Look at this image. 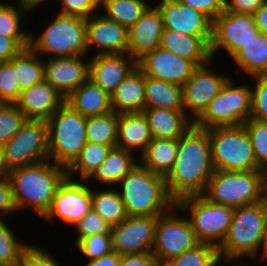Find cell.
I'll use <instances>...</instances> for the list:
<instances>
[{"mask_svg":"<svg viewBox=\"0 0 267 266\" xmlns=\"http://www.w3.org/2000/svg\"><path fill=\"white\" fill-rule=\"evenodd\" d=\"M214 171L207 130L193 125L178 139L176 159L164 177L170 197L177 203L201 196Z\"/></svg>","mask_w":267,"mask_h":266,"instance_id":"obj_1","label":"cell"},{"mask_svg":"<svg viewBox=\"0 0 267 266\" xmlns=\"http://www.w3.org/2000/svg\"><path fill=\"white\" fill-rule=\"evenodd\" d=\"M12 184L17 211L30 208L39 217L49 211L59 185L67 177L66 168L46 160L7 173Z\"/></svg>","mask_w":267,"mask_h":266,"instance_id":"obj_2","label":"cell"},{"mask_svg":"<svg viewBox=\"0 0 267 266\" xmlns=\"http://www.w3.org/2000/svg\"><path fill=\"white\" fill-rule=\"evenodd\" d=\"M117 189L128 216H161L176 206L165 178L140 163L121 179Z\"/></svg>","mask_w":267,"mask_h":266,"instance_id":"obj_3","label":"cell"},{"mask_svg":"<svg viewBox=\"0 0 267 266\" xmlns=\"http://www.w3.org/2000/svg\"><path fill=\"white\" fill-rule=\"evenodd\" d=\"M266 215L267 206L261 202L234 209L228 234L218 248L221 262L260 257Z\"/></svg>","mask_w":267,"mask_h":266,"instance_id":"obj_4","label":"cell"},{"mask_svg":"<svg viewBox=\"0 0 267 266\" xmlns=\"http://www.w3.org/2000/svg\"><path fill=\"white\" fill-rule=\"evenodd\" d=\"M46 122L48 158L67 169L86 145V117L64 103Z\"/></svg>","mask_w":267,"mask_h":266,"instance_id":"obj_5","label":"cell"},{"mask_svg":"<svg viewBox=\"0 0 267 266\" xmlns=\"http://www.w3.org/2000/svg\"><path fill=\"white\" fill-rule=\"evenodd\" d=\"M41 34H30V47L42 57L85 56L86 19L58 13Z\"/></svg>","mask_w":267,"mask_h":266,"instance_id":"obj_6","label":"cell"},{"mask_svg":"<svg viewBox=\"0 0 267 266\" xmlns=\"http://www.w3.org/2000/svg\"><path fill=\"white\" fill-rule=\"evenodd\" d=\"M212 164L219 171H251L257 167L252 142L243 125L207 130Z\"/></svg>","mask_w":267,"mask_h":266,"instance_id":"obj_7","label":"cell"},{"mask_svg":"<svg viewBox=\"0 0 267 266\" xmlns=\"http://www.w3.org/2000/svg\"><path fill=\"white\" fill-rule=\"evenodd\" d=\"M177 212L189 217L199 243L219 248L224 242L234 215V208L207 201L202 196H188L176 203Z\"/></svg>","mask_w":267,"mask_h":266,"instance_id":"obj_8","label":"cell"},{"mask_svg":"<svg viewBox=\"0 0 267 266\" xmlns=\"http://www.w3.org/2000/svg\"><path fill=\"white\" fill-rule=\"evenodd\" d=\"M251 113V85H235L233 77L223 86L205 111L194 121L202 129L243 125Z\"/></svg>","mask_w":267,"mask_h":266,"instance_id":"obj_9","label":"cell"},{"mask_svg":"<svg viewBox=\"0 0 267 266\" xmlns=\"http://www.w3.org/2000/svg\"><path fill=\"white\" fill-rule=\"evenodd\" d=\"M207 201L234 209L260 202V172L215 170L201 195Z\"/></svg>","mask_w":267,"mask_h":266,"instance_id":"obj_10","label":"cell"},{"mask_svg":"<svg viewBox=\"0 0 267 266\" xmlns=\"http://www.w3.org/2000/svg\"><path fill=\"white\" fill-rule=\"evenodd\" d=\"M2 155L7 173L49 160L47 122L26 120L21 129L2 146Z\"/></svg>","mask_w":267,"mask_h":266,"instance_id":"obj_11","label":"cell"},{"mask_svg":"<svg viewBox=\"0 0 267 266\" xmlns=\"http://www.w3.org/2000/svg\"><path fill=\"white\" fill-rule=\"evenodd\" d=\"M176 211L177 206L157 220L151 253L158 263H165L199 244L188 217L183 212L180 216L174 214Z\"/></svg>","mask_w":267,"mask_h":266,"instance_id":"obj_12","label":"cell"},{"mask_svg":"<svg viewBox=\"0 0 267 266\" xmlns=\"http://www.w3.org/2000/svg\"><path fill=\"white\" fill-rule=\"evenodd\" d=\"M258 31L254 15L224 11L212 21V60L221 50L232 58Z\"/></svg>","mask_w":267,"mask_h":266,"instance_id":"obj_13","label":"cell"},{"mask_svg":"<svg viewBox=\"0 0 267 266\" xmlns=\"http://www.w3.org/2000/svg\"><path fill=\"white\" fill-rule=\"evenodd\" d=\"M91 209L90 184L66 177L59 185L52 205L43 218L52 224L59 219L74 227Z\"/></svg>","mask_w":267,"mask_h":266,"instance_id":"obj_14","label":"cell"},{"mask_svg":"<svg viewBox=\"0 0 267 266\" xmlns=\"http://www.w3.org/2000/svg\"><path fill=\"white\" fill-rule=\"evenodd\" d=\"M212 60L197 66L192 76L182 86L183 108L186 114L195 121L217 96L231 78L225 73H214Z\"/></svg>","mask_w":267,"mask_h":266,"instance_id":"obj_15","label":"cell"},{"mask_svg":"<svg viewBox=\"0 0 267 266\" xmlns=\"http://www.w3.org/2000/svg\"><path fill=\"white\" fill-rule=\"evenodd\" d=\"M159 216H128L111 226L112 250L120 255L152 252Z\"/></svg>","mask_w":267,"mask_h":266,"instance_id":"obj_16","label":"cell"},{"mask_svg":"<svg viewBox=\"0 0 267 266\" xmlns=\"http://www.w3.org/2000/svg\"><path fill=\"white\" fill-rule=\"evenodd\" d=\"M97 14L86 19L88 53L93 47L94 51L98 48L96 55L128 54V29L108 19L104 14Z\"/></svg>","mask_w":267,"mask_h":266,"instance_id":"obj_17","label":"cell"},{"mask_svg":"<svg viewBox=\"0 0 267 266\" xmlns=\"http://www.w3.org/2000/svg\"><path fill=\"white\" fill-rule=\"evenodd\" d=\"M87 57L85 55L44 58V79L66 99L88 79L89 58Z\"/></svg>","mask_w":267,"mask_h":266,"instance_id":"obj_18","label":"cell"},{"mask_svg":"<svg viewBox=\"0 0 267 266\" xmlns=\"http://www.w3.org/2000/svg\"><path fill=\"white\" fill-rule=\"evenodd\" d=\"M137 67L146 75L167 83L183 86L192 76L196 66L186 59L160 46L137 62Z\"/></svg>","mask_w":267,"mask_h":266,"instance_id":"obj_19","label":"cell"},{"mask_svg":"<svg viewBox=\"0 0 267 266\" xmlns=\"http://www.w3.org/2000/svg\"><path fill=\"white\" fill-rule=\"evenodd\" d=\"M163 25L188 36H212V21L204 14L176 0L156 3Z\"/></svg>","mask_w":267,"mask_h":266,"instance_id":"obj_20","label":"cell"},{"mask_svg":"<svg viewBox=\"0 0 267 266\" xmlns=\"http://www.w3.org/2000/svg\"><path fill=\"white\" fill-rule=\"evenodd\" d=\"M89 55V75L97 86L110 96L118 85L137 67L129 54Z\"/></svg>","mask_w":267,"mask_h":266,"instance_id":"obj_21","label":"cell"},{"mask_svg":"<svg viewBox=\"0 0 267 266\" xmlns=\"http://www.w3.org/2000/svg\"><path fill=\"white\" fill-rule=\"evenodd\" d=\"M151 5L128 29V54L138 62L160 46L164 25L160 11Z\"/></svg>","mask_w":267,"mask_h":266,"instance_id":"obj_22","label":"cell"},{"mask_svg":"<svg viewBox=\"0 0 267 266\" xmlns=\"http://www.w3.org/2000/svg\"><path fill=\"white\" fill-rule=\"evenodd\" d=\"M65 103L63 96L45 79L20 92L14 103L27 120H45Z\"/></svg>","mask_w":267,"mask_h":266,"instance_id":"obj_23","label":"cell"},{"mask_svg":"<svg viewBox=\"0 0 267 266\" xmlns=\"http://www.w3.org/2000/svg\"><path fill=\"white\" fill-rule=\"evenodd\" d=\"M211 38L212 36H188L164 28L160 47L178 57L191 61L197 67L212 60L210 53Z\"/></svg>","mask_w":267,"mask_h":266,"instance_id":"obj_24","label":"cell"},{"mask_svg":"<svg viewBox=\"0 0 267 266\" xmlns=\"http://www.w3.org/2000/svg\"><path fill=\"white\" fill-rule=\"evenodd\" d=\"M152 139L150 127L143 112L119 114L117 147L133 154L137 151L140 157Z\"/></svg>","mask_w":267,"mask_h":266,"instance_id":"obj_25","label":"cell"},{"mask_svg":"<svg viewBox=\"0 0 267 266\" xmlns=\"http://www.w3.org/2000/svg\"><path fill=\"white\" fill-rule=\"evenodd\" d=\"M143 113L153 138L179 139L194 125L184 110L144 108Z\"/></svg>","mask_w":267,"mask_h":266,"instance_id":"obj_26","label":"cell"},{"mask_svg":"<svg viewBox=\"0 0 267 266\" xmlns=\"http://www.w3.org/2000/svg\"><path fill=\"white\" fill-rule=\"evenodd\" d=\"M111 106L117 114L144 111L145 74L138 67L112 93Z\"/></svg>","mask_w":267,"mask_h":266,"instance_id":"obj_27","label":"cell"},{"mask_svg":"<svg viewBox=\"0 0 267 266\" xmlns=\"http://www.w3.org/2000/svg\"><path fill=\"white\" fill-rule=\"evenodd\" d=\"M65 103L86 118L113 111L111 96L89 78L65 99Z\"/></svg>","mask_w":267,"mask_h":266,"instance_id":"obj_28","label":"cell"},{"mask_svg":"<svg viewBox=\"0 0 267 266\" xmlns=\"http://www.w3.org/2000/svg\"><path fill=\"white\" fill-rule=\"evenodd\" d=\"M135 156L138 155L117 146L111 148L106 159L86 181L93 179L96 184L101 183L105 188L117 186L121 179L139 163V157Z\"/></svg>","mask_w":267,"mask_h":266,"instance_id":"obj_29","label":"cell"},{"mask_svg":"<svg viewBox=\"0 0 267 266\" xmlns=\"http://www.w3.org/2000/svg\"><path fill=\"white\" fill-rule=\"evenodd\" d=\"M231 59L238 66L237 71L248 77L267 74V34L255 33Z\"/></svg>","mask_w":267,"mask_h":266,"instance_id":"obj_30","label":"cell"},{"mask_svg":"<svg viewBox=\"0 0 267 266\" xmlns=\"http://www.w3.org/2000/svg\"><path fill=\"white\" fill-rule=\"evenodd\" d=\"M178 139L153 138L139 163L154 174L165 177L176 159Z\"/></svg>","mask_w":267,"mask_h":266,"instance_id":"obj_31","label":"cell"},{"mask_svg":"<svg viewBox=\"0 0 267 266\" xmlns=\"http://www.w3.org/2000/svg\"><path fill=\"white\" fill-rule=\"evenodd\" d=\"M145 108L184 110L182 87L145 75Z\"/></svg>","mask_w":267,"mask_h":266,"instance_id":"obj_32","label":"cell"},{"mask_svg":"<svg viewBox=\"0 0 267 266\" xmlns=\"http://www.w3.org/2000/svg\"><path fill=\"white\" fill-rule=\"evenodd\" d=\"M91 186L92 209L111 226L117 225L128 217L118 189L107 187L94 190ZM106 189V190H104ZM114 189V190H113Z\"/></svg>","mask_w":267,"mask_h":266,"instance_id":"obj_33","label":"cell"},{"mask_svg":"<svg viewBox=\"0 0 267 266\" xmlns=\"http://www.w3.org/2000/svg\"><path fill=\"white\" fill-rule=\"evenodd\" d=\"M113 147L116 146H104L97 143L86 142V145L83 147L78 157L66 169L67 177L74 180L86 181L106 159L109 151ZM74 175H76V177Z\"/></svg>","mask_w":267,"mask_h":266,"instance_id":"obj_34","label":"cell"},{"mask_svg":"<svg viewBox=\"0 0 267 266\" xmlns=\"http://www.w3.org/2000/svg\"><path fill=\"white\" fill-rule=\"evenodd\" d=\"M43 59L30 46L14 56V70L21 91L44 80Z\"/></svg>","mask_w":267,"mask_h":266,"instance_id":"obj_35","label":"cell"},{"mask_svg":"<svg viewBox=\"0 0 267 266\" xmlns=\"http://www.w3.org/2000/svg\"><path fill=\"white\" fill-rule=\"evenodd\" d=\"M147 0H102L104 15L129 29L151 5Z\"/></svg>","mask_w":267,"mask_h":266,"instance_id":"obj_36","label":"cell"},{"mask_svg":"<svg viewBox=\"0 0 267 266\" xmlns=\"http://www.w3.org/2000/svg\"><path fill=\"white\" fill-rule=\"evenodd\" d=\"M119 114L110 111L103 115L86 118L87 142L104 146H117Z\"/></svg>","mask_w":267,"mask_h":266,"instance_id":"obj_37","label":"cell"},{"mask_svg":"<svg viewBox=\"0 0 267 266\" xmlns=\"http://www.w3.org/2000/svg\"><path fill=\"white\" fill-rule=\"evenodd\" d=\"M165 263L168 266H220L221 260L216 246L199 243Z\"/></svg>","mask_w":267,"mask_h":266,"instance_id":"obj_38","label":"cell"},{"mask_svg":"<svg viewBox=\"0 0 267 266\" xmlns=\"http://www.w3.org/2000/svg\"><path fill=\"white\" fill-rule=\"evenodd\" d=\"M30 243L17 240L7 220L0 218V266L19 265L23 250Z\"/></svg>","mask_w":267,"mask_h":266,"instance_id":"obj_39","label":"cell"},{"mask_svg":"<svg viewBox=\"0 0 267 266\" xmlns=\"http://www.w3.org/2000/svg\"><path fill=\"white\" fill-rule=\"evenodd\" d=\"M16 4L17 6H14L12 3L4 1L0 5V35L6 37H30V32L24 31L23 28L20 29L22 16L26 14L28 16L30 11L20 1L16 0Z\"/></svg>","mask_w":267,"mask_h":266,"instance_id":"obj_40","label":"cell"},{"mask_svg":"<svg viewBox=\"0 0 267 266\" xmlns=\"http://www.w3.org/2000/svg\"><path fill=\"white\" fill-rule=\"evenodd\" d=\"M26 117L15 104L0 103V146L7 143L26 122Z\"/></svg>","mask_w":267,"mask_h":266,"instance_id":"obj_41","label":"cell"},{"mask_svg":"<svg viewBox=\"0 0 267 266\" xmlns=\"http://www.w3.org/2000/svg\"><path fill=\"white\" fill-rule=\"evenodd\" d=\"M243 126L251 139L257 167H267V122L249 118Z\"/></svg>","mask_w":267,"mask_h":266,"instance_id":"obj_42","label":"cell"},{"mask_svg":"<svg viewBox=\"0 0 267 266\" xmlns=\"http://www.w3.org/2000/svg\"><path fill=\"white\" fill-rule=\"evenodd\" d=\"M21 90L14 70V57L0 63V103L14 104Z\"/></svg>","mask_w":267,"mask_h":266,"instance_id":"obj_43","label":"cell"},{"mask_svg":"<svg viewBox=\"0 0 267 266\" xmlns=\"http://www.w3.org/2000/svg\"><path fill=\"white\" fill-rule=\"evenodd\" d=\"M79 252L89 261L110 254L112 250L111 234H94L81 238L74 243Z\"/></svg>","mask_w":267,"mask_h":266,"instance_id":"obj_44","label":"cell"},{"mask_svg":"<svg viewBox=\"0 0 267 266\" xmlns=\"http://www.w3.org/2000/svg\"><path fill=\"white\" fill-rule=\"evenodd\" d=\"M250 118L267 122V74L252 77Z\"/></svg>","mask_w":267,"mask_h":266,"instance_id":"obj_45","label":"cell"},{"mask_svg":"<svg viewBox=\"0 0 267 266\" xmlns=\"http://www.w3.org/2000/svg\"><path fill=\"white\" fill-rule=\"evenodd\" d=\"M74 228L77 234L76 242L81 238L89 237L94 234H110L111 231V225L93 209L82 217Z\"/></svg>","mask_w":267,"mask_h":266,"instance_id":"obj_46","label":"cell"},{"mask_svg":"<svg viewBox=\"0 0 267 266\" xmlns=\"http://www.w3.org/2000/svg\"><path fill=\"white\" fill-rule=\"evenodd\" d=\"M61 9L57 12L63 15L77 16L88 19L100 10L102 0H59Z\"/></svg>","mask_w":267,"mask_h":266,"instance_id":"obj_47","label":"cell"},{"mask_svg":"<svg viewBox=\"0 0 267 266\" xmlns=\"http://www.w3.org/2000/svg\"><path fill=\"white\" fill-rule=\"evenodd\" d=\"M40 246L31 243L23 250L20 266H61L57 259Z\"/></svg>","mask_w":267,"mask_h":266,"instance_id":"obj_48","label":"cell"},{"mask_svg":"<svg viewBox=\"0 0 267 266\" xmlns=\"http://www.w3.org/2000/svg\"><path fill=\"white\" fill-rule=\"evenodd\" d=\"M30 46V37H6L0 35V63L10 61L23 48Z\"/></svg>","mask_w":267,"mask_h":266,"instance_id":"obj_49","label":"cell"},{"mask_svg":"<svg viewBox=\"0 0 267 266\" xmlns=\"http://www.w3.org/2000/svg\"><path fill=\"white\" fill-rule=\"evenodd\" d=\"M204 13L211 21L224 12V0H176Z\"/></svg>","mask_w":267,"mask_h":266,"instance_id":"obj_50","label":"cell"},{"mask_svg":"<svg viewBox=\"0 0 267 266\" xmlns=\"http://www.w3.org/2000/svg\"><path fill=\"white\" fill-rule=\"evenodd\" d=\"M17 207L14 201L12 184L7 175L0 178V218L15 214ZM7 214V215H6Z\"/></svg>","mask_w":267,"mask_h":266,"instance_id":"obj_51","label":"cell"},{"mask_svg":"<svg viewBox=\"0 0 267 266\" xmlns=\"http://www.w3.org/2000/svg\"><path fill=\"white\" fill-rule=\"evenodd\" d=\"M266 0H224V11L254 15Z\"/></svg>","mask_w":267,"mask_h":266,"instance_id":"obj_52","label":"cell"},{"mask_svg":"<svg viewBox=\"0 0 267 266\" xmlns=\"http://www.w3.org/2000/svg\"><path fill=\"white\" fill-rule=\"evenodd\" d=\"M156 259L151 252L121 255L120 266H155Z\"/></svg>","mask_w":267,"mask_h":266,"instance_id":"obj_53","label":"cell"},{"mask_svg":"<svg viewBox=\"0 0 267 266\" xmlns=\"http://www.w3.org/2000/svg\"><path fill=\"white\" fill-rule=\"evenodd\" d=\"M121 255L112 251L110 254L100 257L99 259L86 262L85 266H120Z\"/></svg>","mask_w":267,"mask_h":266,"instance_id":"obj_54","label":"cell"},{"mask_svg":"<svg viewBox=\"0 0 267 266\" xmlns=\"http://www.w3.org/2000/svg\"><path fill=\"white\" fill-rule=\"evenodd\" d=\"M255 22L260 32L267 34V0L254 13Z\"/></svg>","mask_w":267,"mask_h":266,"instance_id":"obj_55","label":"cell"},{"mask_svg":"<svg viewBox=\"0 0 267 266\" xmlns=\"http://www.w3.org/2000/svg\"><path fill=\"white\" fill-rule=\"evenodd\" d=\"M260 172V202L267 206V167L259 170Z\"/></svg>","mask_w":267,"mask_h":266,"instance_id":"obj_56","label":"cell"},{"mask_svg":"<svg viewBox=\"0 0 267 266\" xmlns=\"http://www.w3.org/2000/svg\"><path fill=\"white\" fill-rule=\"evenodd\" d=\"M20 1L30 12L34 11V8L36 9L38 6L41 7V5H44L45 2L51 0H18Z\"/></svg>","mask_w":267,"mask_h":266,"instance_id":"obj_57","label":"cell"},{"mask_svg":"<svg viewBox=\"0 0 267 266\" xmlns=\"http://www.w3.org/2000/svg\"><path fill=\"white\" fill-rule=\"evenodd\" d=\"M261 258L262 261H267V215L265 220V228H264V236L262 241V247H261Z\"/></svg>","mask_w":267,"mask_h":266,"instance_id":"obj_58","label":"cell"},{"mask_svg":"<svg viewBox=\"0 0 267 266\" xmlns=\"http://www.w3.org/2000/svg\"><path fill=\"white\" fill-rule=\"evenodd\" d=\"M5 175H7V172L4 169L2 147L0 146V178Z\"/></svg>","mask_w":267,"mask_h":266,"instance_id":"obj_59","label":"cell"},{"mask_svg":"<svg viewBox=\"0 0 267 266\" xmlns=\"http://www.w3.org/2000/svg\"><path fill=\"white\" fill-rule=\"evenodd\" d=\"M224 262L227 263V264H229L230 262H233L234 264L233 265H230V264L229 265H227V264H225V265L224 264H220V266H248V265H245V264H242V263L239 264V260H234V261L233 260H224Z\"/></svg>","mask_w":267,"mask_h":266,"instance_id":"obj_60","label":"cell"},{"mask_svg":"<svg viewBox=\"0 0 267 266\" xmlns=\"http://www.w3.org/2000/svg\"><path fill=\"white\" fill-rule=\"evenodd\" d=\"M155 266H168L166 263H156V265Z\"/></svg>","mask_w":267,"mask_h":266,"instance_id":"obj_61","label":"cell"}]
</instances>
